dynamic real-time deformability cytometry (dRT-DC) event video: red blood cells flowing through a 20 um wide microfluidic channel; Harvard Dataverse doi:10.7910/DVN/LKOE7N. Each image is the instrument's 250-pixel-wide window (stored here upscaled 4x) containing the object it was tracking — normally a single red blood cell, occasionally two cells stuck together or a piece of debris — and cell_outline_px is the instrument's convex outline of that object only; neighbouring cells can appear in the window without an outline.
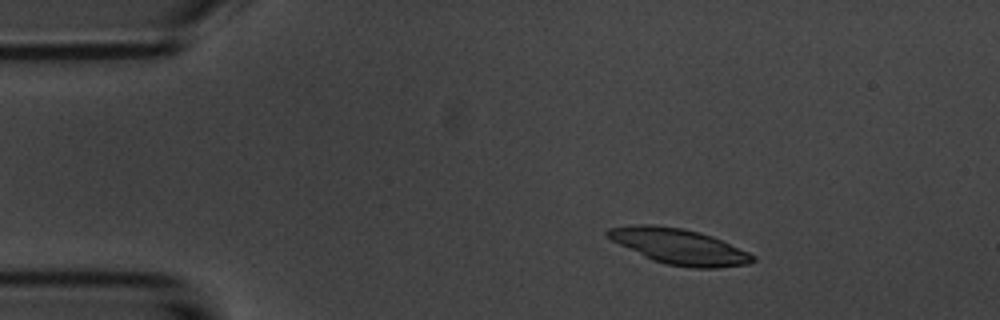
{"species": "common noctule bat (a hibernating species)", "species_latin": "Nyctalus noctula", "temperature_condition": "room temperature", "stored_images_in_passage": 5, "camera_frame_rate_fps": 3000, "um_per_image_px": 0.085, "animal": {"sex": "male", "body_mass_g": 20.1, "forearm_length_mm": 53.5}, "frame": {"image": 1, "passage_image": 3, "time_ms": 2.333, "image_size_px": [1000, 320], "cell_outline_px": [[756, 260], [748, 264], [716, 268], [692, 268], [668, 264], [652, 260], [612, 240], [604, 232], [608, 228], [636, 224], [652, 224], [684, 228], [700, 232], [712, 236], [748, 252], [756, 256]], "centroid_in_image_um": [57.74, 20.94], "position_along_channel_um": 27.3, "area_um2": 29.88}}